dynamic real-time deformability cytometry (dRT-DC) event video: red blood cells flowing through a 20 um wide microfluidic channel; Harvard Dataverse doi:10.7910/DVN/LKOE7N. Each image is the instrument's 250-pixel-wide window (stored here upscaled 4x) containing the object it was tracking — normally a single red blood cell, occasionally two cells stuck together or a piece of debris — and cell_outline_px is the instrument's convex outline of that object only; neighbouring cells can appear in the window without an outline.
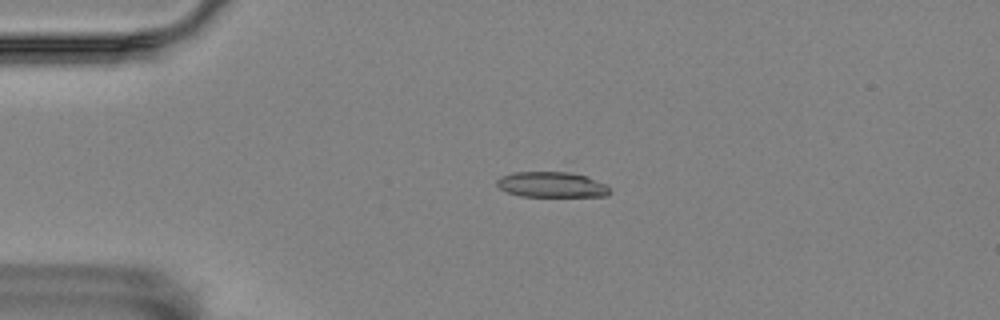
{"species": "Egyptian fruit bat (a non-hibernating species)", "species_latin": "Rousettus aegyptiacus", "temperature_condition": "room temperature", "stored_images_in_passage": 56, "camera_frame_rate_fps": 3000, "um_per_image_px": 0.085, "animal": {"sex": "female"}, "frame": {"image": 1, "passage_image": 12, "time_ms": 3.667, "image_size_px": [1000, 320], "cell_outline_px": [[608, 196], [520, 196], [508, 192], [500, 188], [496, 184], [496, 180], [500, 176], [512, 172], [568, 172], [588, 176], [604, 184], [608, 188]], "centroid_in_image_um": [46.84, 15.68], "position_along_channel_um": 38.2, "area_um2": 16.65}}
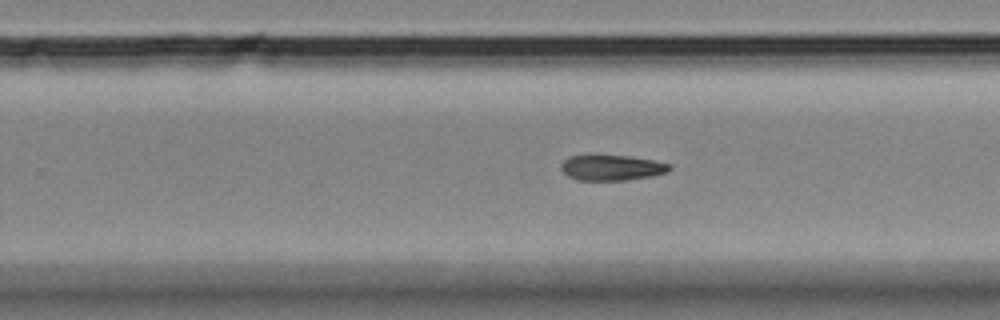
{"frame": {"image": 2, "passage_image": 35, "time_ms": 11.333, "image_size_px": [1000, 320], "cell_outline_px": [[672, 168], [668, 172], [652, 176], [624, 180], [576, 180], [568, 176], [560, 168], [560, 164], [568, 156], [628, 156], [652, 160], [672, 164]], "centroid_in_image_um": [52.01, 14.26], "position_along_channel_um": 277.8, "area_um2": 16.01}}
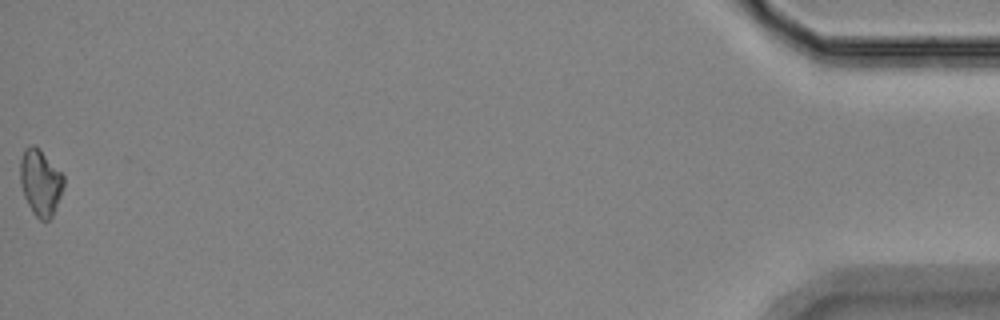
{"frame": {"image": 3, "passage_image": 56, "time_ms": 18.333, "image_size_px": [1000, 320], "cell_outline_px": [[64, 184], [60, 196], [52, 216], [48, 220], [40, 220], [32, 212], [24, 196], [20, 184], [20, 160], [24, 148], [28, 144], [32, 144], [64, 176]], "centroid_in_image_um": [3.4, 15.53], "position_along_channel_um": 431.8, "area_um2": 16.36}, "authors_computed_cell_mechanics": {"area_um2": 16.8198, "velocity_mm_per_s": 3.5419, "shape_relaxation_time_tau1_ms": 5.0105, "shape_relaxation_time_tau2_ms": null, "deformation_change_tau1": 0.1463, "deformation_change_tau2": null}}